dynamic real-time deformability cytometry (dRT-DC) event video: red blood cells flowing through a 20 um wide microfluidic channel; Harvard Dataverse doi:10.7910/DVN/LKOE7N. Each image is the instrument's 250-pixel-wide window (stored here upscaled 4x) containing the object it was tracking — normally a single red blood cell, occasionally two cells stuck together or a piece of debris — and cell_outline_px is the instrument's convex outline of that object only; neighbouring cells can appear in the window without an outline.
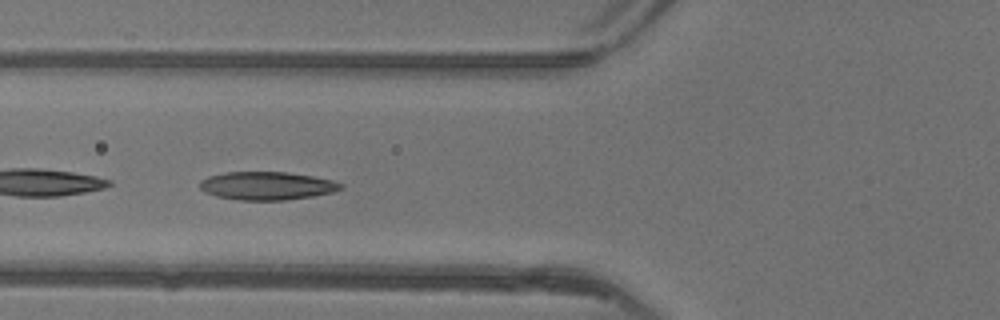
{"species": "common noctule bat (a hibernating species)", "species_latin": "Nyctalus noctula", "temperature_condition": "warm", "stored_images_in_passage": 26, "camera_frame_rate_fps": 3000, "um_per_image_px": 0.085, "animal": {"sex": "female"}, "frame": {"image": 1, "passage_image": 8, "time_ms": 2.333, "image_size_px": [1000, 320], "cell_outline_px": [[344, 188], [332, 192], [312, 196], [284, 200], [236, 200], [216, 196], [204, 192], [200, 188], [200, 180], [208, 176], [224, 172], [284, 172], [312, 176], [332, 180], [344, 184]], "centroid_in_image_um": [22.66, 15.79], "position_along_channel_um": 103.1, "area_um2": 23.18}}